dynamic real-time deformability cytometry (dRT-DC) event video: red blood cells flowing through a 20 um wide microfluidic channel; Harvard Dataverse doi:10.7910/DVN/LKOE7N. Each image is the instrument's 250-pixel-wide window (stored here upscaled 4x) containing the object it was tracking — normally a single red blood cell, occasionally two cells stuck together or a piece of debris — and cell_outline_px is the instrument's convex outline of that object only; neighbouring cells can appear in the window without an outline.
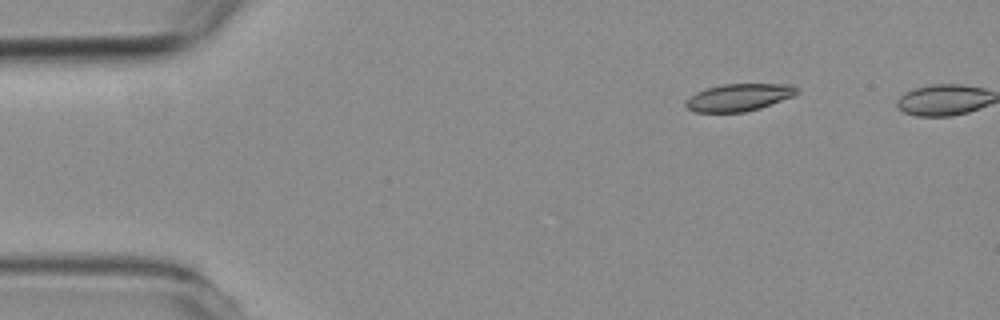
{"species": "common noctule bat (a hibernating species)", "species_latin": "Nyctalus noctula", "temperature_condition": "room temperature", "stored_images_in_passage": 5, "camera_frame_rate_fps": 3000, "um_per_image_px": 0.085, "animal": {"sex": "female", "body_mass_g": 19.3, "forearm_length_mm": 54.1}, "frame": {"image": 1, "passage_image": 1, "time_ms": 0.0, "image_size_px": [1000, 320], "cell_outline_px": [[800, 92], [792, 96], [760, 108], [744, 112], [696, 112], [688, 108], [684, 104], [684, 100], [688, 96], [704, 88], [724, 84], [792, 84], [800, 88]], "centroid_in_image_um": [62.78, 8.26], "position_along_channel_um": 22.2, "area_um2": 17.86}}